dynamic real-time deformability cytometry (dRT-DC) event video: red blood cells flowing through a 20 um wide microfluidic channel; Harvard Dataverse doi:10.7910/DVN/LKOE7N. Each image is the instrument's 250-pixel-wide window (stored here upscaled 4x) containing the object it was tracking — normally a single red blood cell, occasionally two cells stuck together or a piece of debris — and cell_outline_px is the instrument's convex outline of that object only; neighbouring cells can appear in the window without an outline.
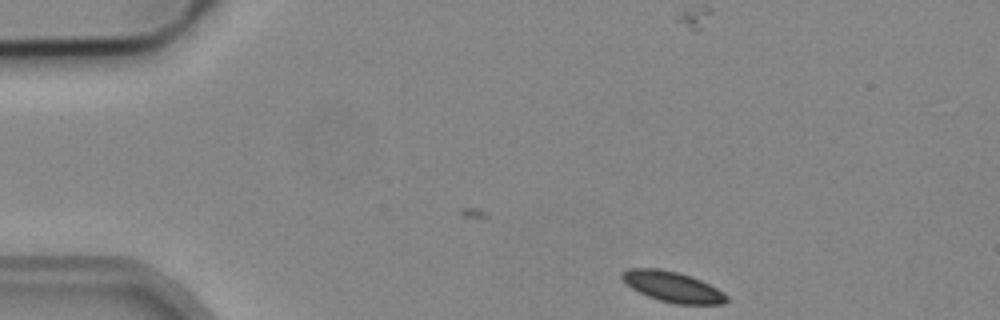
{"species": "common noctule bat (a hibernating species)", "species_latin": "Nyctalus noctula", "temperature_condition": "cold", "stored_images_in_passage": 16, "camera_frame_rate_fps": 3000, "um_per_image_px": 0.085, "animal": {"sex": "male", "body_mass_g": 19.2, "forearm_length_mm": 51.8}, "frame": {"image": 1, "passage_image": 16, "time_ms": 5.0, "image_size_px": [1000, 320], "cell_outline_px": [[728, 300], [724, 304], [676, 304], [660, 300], [648, 296], [632, 288], [620, 276], [620, 272], [628, 268], [660, 268], [692, 276], [724, 292], [728, 296]], "centroid_in_image_um": [57.18, 24.37], "position_along_channel_um": 27.8, "area_um2": 18.5}}